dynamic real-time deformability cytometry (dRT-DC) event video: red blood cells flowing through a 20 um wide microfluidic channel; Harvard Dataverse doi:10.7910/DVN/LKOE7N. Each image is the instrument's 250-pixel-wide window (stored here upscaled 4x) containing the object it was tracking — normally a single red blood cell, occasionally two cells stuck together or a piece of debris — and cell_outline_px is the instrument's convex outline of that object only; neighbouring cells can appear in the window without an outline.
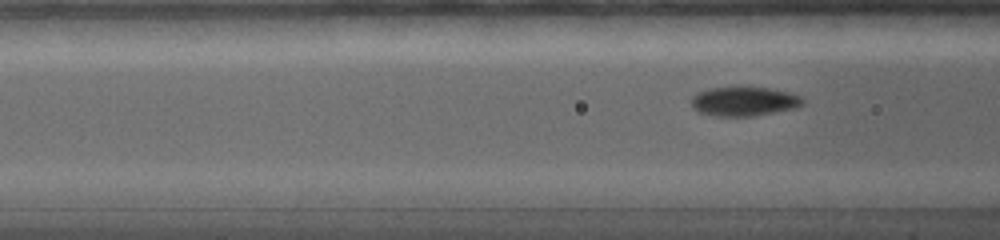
{"species": "common noctule bat (a hibernating species)", "species_latin": "Nyctalus noctula", "temperature_condition": "warm", "stored_images_in_passage": 22, "camera_frame_rate_fps": 5000, "um_per_image_px": 0.085, "animal": {"sex": "female", "body_mass_g": 19.0, "forearm_length_mm": 56.7}, "frame": {"image": 1, "passage_image": 16, "time_ms": 2.4, "image_size_px": [1000, 240], "cell_outline_px": [[804, 104], [796, 108], [752, 116], [716, 116], [700, 112], [692, 108], [692, 96], [708, 88], [768, 88], [788, 92], [800, 96], [804, 100]], "centroid_in_image_um": [63.26, 8.63], "position_along_channel_um": 103.3, "area_um2": 18.67}}